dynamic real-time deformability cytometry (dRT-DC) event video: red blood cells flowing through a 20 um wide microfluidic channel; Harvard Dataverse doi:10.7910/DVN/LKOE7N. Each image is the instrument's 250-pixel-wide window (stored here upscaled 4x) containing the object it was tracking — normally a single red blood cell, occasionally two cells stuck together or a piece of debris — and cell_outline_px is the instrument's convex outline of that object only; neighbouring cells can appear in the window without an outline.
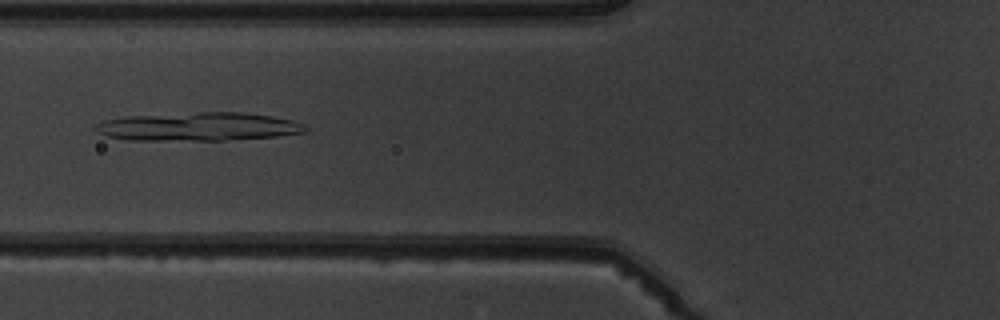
{"species": "common noctule bat (a hibernating species)", "species_latin": "Nyctalus noctula", "temperature_condition": "warm", "stored_images_in_passage": 3, "camera_frame_rate_fps": 3000, "um_per_image_px": 0.085, "animal": {"sex": "male", "body_mass_g": 19.5, "forearm_length_mm": 54.6}, "frame": {"image": 1, "passage_image": 3, "time_ms": 3.333, "image_size_px": [1000, 320], "cell_outline_px": [[308, 132], [276, 136], [220, 140], [132, 140], [108, 136], [96, 132], [92, 128], [96, 124], [104, 120], [128, 116], [200, 112], [244, 112], [272, 116], [292, 120], [308, 128]], "centroid_in_image_um": [16.85, 10.76], "position_along_channel_um": 109.0, "area_um2": 34.62}}